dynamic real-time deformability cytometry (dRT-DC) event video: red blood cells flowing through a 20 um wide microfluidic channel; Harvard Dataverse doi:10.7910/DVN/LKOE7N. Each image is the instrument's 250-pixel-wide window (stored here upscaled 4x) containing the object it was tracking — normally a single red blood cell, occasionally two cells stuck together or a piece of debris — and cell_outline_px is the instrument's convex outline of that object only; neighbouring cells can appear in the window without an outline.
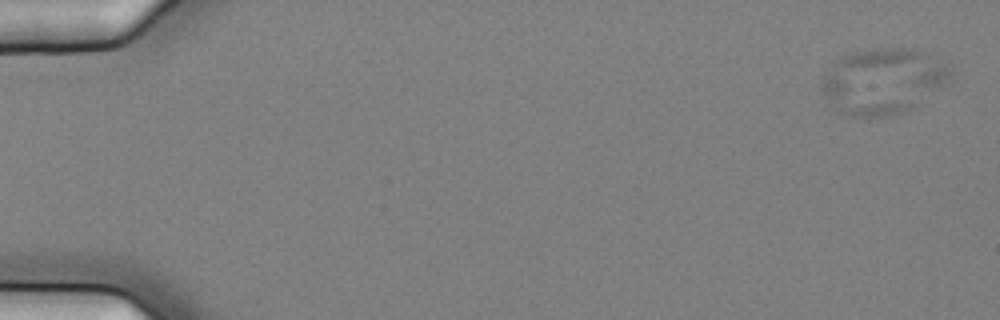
{"species": "common noctule bat (a hibernating species)", "species_latin": "Nyctalus noctula", "temperature_condition": "cold", "stored_images_in_passage": 2, "camera_frame_rate_fps": 3000, "um_per_image_px": 0.085, "animal": {"sex": "female", "body_mass_g": 25.1}, "frame": {"image": 1, "passage_image": 2, "time_ms": 0.333, "image_size_px": [1000, 320], "cell_outline_px": [[952, 72], [916, 108], [884, 116], [852, 116], [840, 112], [828, 104], [820, 88], [824, 72], [840, 56], [852, 52], [880, 48], [916, 48], [952, 64]], "centroid_in_image_um": [75.01, 6.87], "position_along_channel_um": 10.0, "area_um2": 49.36}}